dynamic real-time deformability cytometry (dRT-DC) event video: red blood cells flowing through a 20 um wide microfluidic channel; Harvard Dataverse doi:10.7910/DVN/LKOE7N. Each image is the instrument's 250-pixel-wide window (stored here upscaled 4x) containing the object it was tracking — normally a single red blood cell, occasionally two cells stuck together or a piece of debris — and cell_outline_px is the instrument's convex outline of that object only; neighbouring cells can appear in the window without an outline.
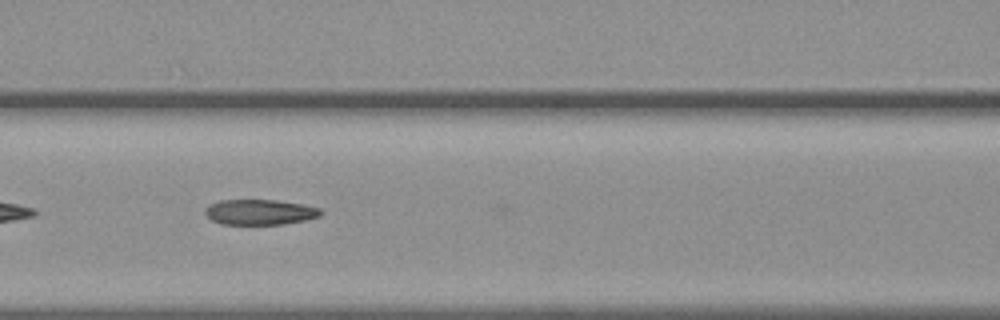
{"species": "common noctule bat (a hibernating species)", "species_latin": "Nyctalus noctula", "temperature_condition": "warm", "stored_images_in_passage": 15, "camera_frame_rate_fps": 3000, "um_per_image_px": 0.085, "animal": {"sex": "female", "body_mass_g": 19.3, "forearm_length_mm": 54.1}, "frame": {"image": 1, "passage_image": 8, "time_ms": 2.333, "image_size_px": [1000, 320], "cell_outline_px": [[324, 212], [320, 216], [304, 220], [284, 224], [220, 224], [212, 220], [204, 212], [204, 208], [220, 200], [276, 200], [304, 204], [320, 208]], "centroid_in_image_um": [22.11, 18.02], "position_along_channel_um": 144.5, "area_um2": 17.11}}
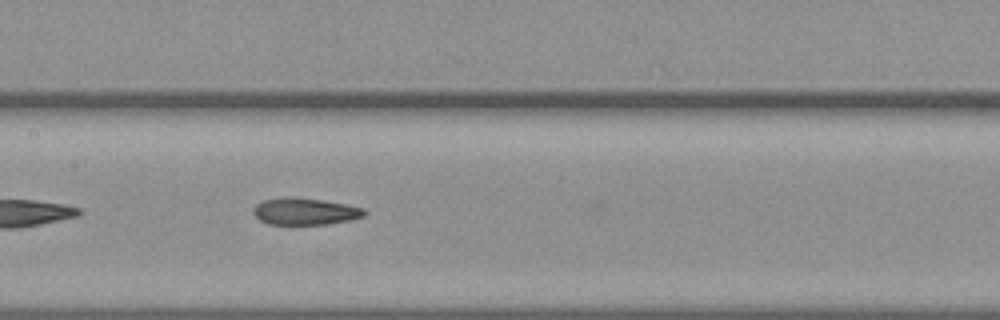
{"frame": {"image": 2, "passage_image": 11, "time_ms": 3.333, "image_size_px": [1000, 320], "cell_outline_px": [[368, 212], [364, 216], [352, 220], [328, 224], [268, 224], [260, 220], [252, 212], [252, 208], [256, 204], [264, 200], [288, 196], [292, 196], [348, 204], [364, 208]], "centroid_in_image_um": [25.95, 17.96], "position_along_channel_um": 181.5, "area_um2": 17.57}}